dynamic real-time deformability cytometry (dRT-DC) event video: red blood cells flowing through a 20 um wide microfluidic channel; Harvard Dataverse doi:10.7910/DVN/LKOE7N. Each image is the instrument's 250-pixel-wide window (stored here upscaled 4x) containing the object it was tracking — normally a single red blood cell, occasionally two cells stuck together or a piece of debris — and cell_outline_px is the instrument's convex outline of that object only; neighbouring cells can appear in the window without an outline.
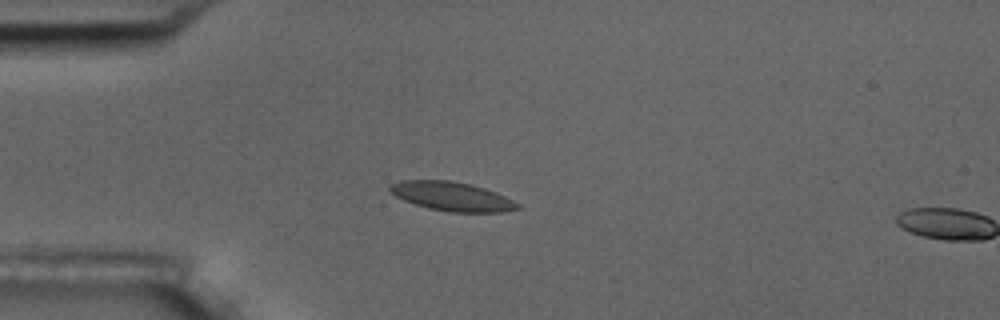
{"species": "common noctule bat (a hibernating species)", "species_latin": "Nyctalus noctula", "temperature_condition": "room temperature", "stored_images_in_passage": 5, "camera_frame_rate_fps": 3000, "um_per_image_px": 0.085, "animal": {"sex": "male", "body_mass_g": 17.5, "forearm_length_mm": 52.3}, "frame": {"image": 1, "passage_image": 4, "time_ms": 1.0, "image_size_px": [1000, 320], "cell_outline_px": [[520, 208], [504, 212], [452, 212], [428, 208], [404, 200], [388, 192], [388, 188], [392, 184], [400, 180], [448, 180], [472, 184], [496, 192], [520, 204]], "centroid_in_image_um": [38.41, 16.69], "position_along_channel_um": 46.6, "area_um2": 21.56}}